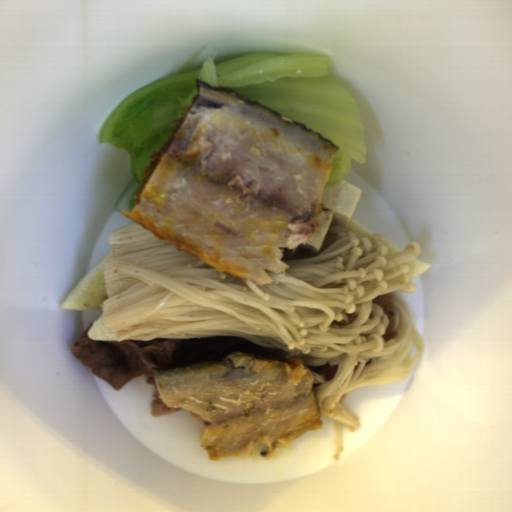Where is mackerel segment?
I'll return each mask as SVG.
<instances>
[{
  "label": "mackerel segment",
  "mask_w": 512,
  "mask_h": 512,
  "mask_svg": "<svg viewBox=\"0 0 512 512\" xmlns=\"http://www.w3.org/2000/svg\"><path fill=\"white\" fill-rule=\"evenodd\" d=\"M168 407L189 411L208 460L270 458L323 420L307 361L232 351L218 359L152 367Z\"/></svg>",
  "instance_id": "mackerel-segment-2"
},
{
  "label": "mackerel segment",
  "mask_w": 512,
  "mask_h": 512,
  "mask_svg": "<svg viewBox=\"0 0 512 512\" xmlns=\"http://www.w3.org/2000/svg\"><path fill=\"white\" fill-rule=\"evenodd\" d=\"M197 93L150 156L126 219L239 280L268 285L318 231L339 147L225 86Z\"/></svg>",
  "instance_id": "mackerel-segment-1"
}]
</instances>
